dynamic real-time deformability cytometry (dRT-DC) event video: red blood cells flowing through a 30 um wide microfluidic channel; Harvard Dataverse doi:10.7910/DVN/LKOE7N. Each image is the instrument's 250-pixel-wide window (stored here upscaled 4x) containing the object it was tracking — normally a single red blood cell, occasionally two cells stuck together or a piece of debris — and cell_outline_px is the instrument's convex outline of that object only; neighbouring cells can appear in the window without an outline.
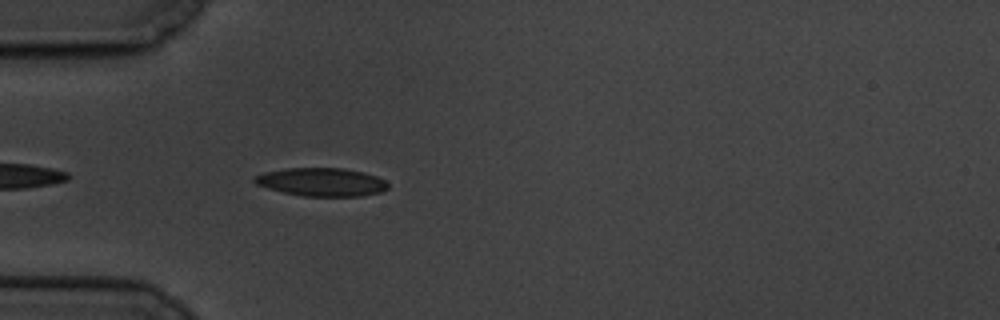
{"species": "common noctule bat (a hibernating species)", "species_latin": "Nyctalus noctula", "temperature_condition": "cold", "stored_images_in_passage": 4, "camera_frame_rate_fps": 3000, "um_per_image_px": 0.085, "animal": {"sex": "male", "body_mass_g": 19.5, "forearm_length_mm": 54.6}, "frame": {"image": 1, "passage_image": 4, "time_ms": 4.333, "image_size_px": [1000, 320], "cell_outline_px": [[388, 188], [380, 192], [360, 196], [304, 196], [284, 192], [268, 188], [256, 184], [252, 180], [252, 176], [264, 172], [284, 168], [344, 168], [364, 172], [376, 176], [384, 180], [388, 184]], "centroid_in_image_um": [27.31, 15.46], "position_along_channel_um": 57.7, "area_um2": 22.02}}